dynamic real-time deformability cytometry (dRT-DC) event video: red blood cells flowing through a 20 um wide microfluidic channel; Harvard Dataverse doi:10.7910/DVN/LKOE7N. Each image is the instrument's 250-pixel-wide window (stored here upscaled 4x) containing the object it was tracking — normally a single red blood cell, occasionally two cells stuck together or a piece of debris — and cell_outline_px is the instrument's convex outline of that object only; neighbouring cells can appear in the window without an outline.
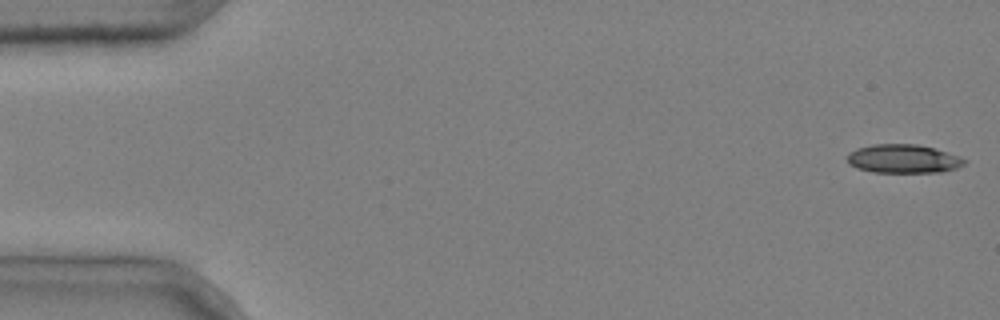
{"species": "common noctule bat (a hibernating species)", "species_latin": "Nyctalus noctula", "temperature_condition": "cold", "stored_images_in_passage": 4, "segment_of_instrument_passage": [2, 2], "camera_frame_rate_fps": 3000, "um_per_image_px": 0.085, "animal": {"sex": "male", "body_mass_g": 20.4}, "frame": {"image": 1, "passage_image": 4, "time_ms": 1.0, "image_size_px": [1000, 320], "cell_outline_px": [[968, 160], [964, 164], [956, 168], [944, 172], [872, 172], [856, 168], [848, 164], [848, 152], [856, 148], [872, 144], [916, 144], [932, 148]], "centroid_in_image_um": [76.72, 13.5], "position_along_channel_um": 8.3, "area_um2": 19.48}}